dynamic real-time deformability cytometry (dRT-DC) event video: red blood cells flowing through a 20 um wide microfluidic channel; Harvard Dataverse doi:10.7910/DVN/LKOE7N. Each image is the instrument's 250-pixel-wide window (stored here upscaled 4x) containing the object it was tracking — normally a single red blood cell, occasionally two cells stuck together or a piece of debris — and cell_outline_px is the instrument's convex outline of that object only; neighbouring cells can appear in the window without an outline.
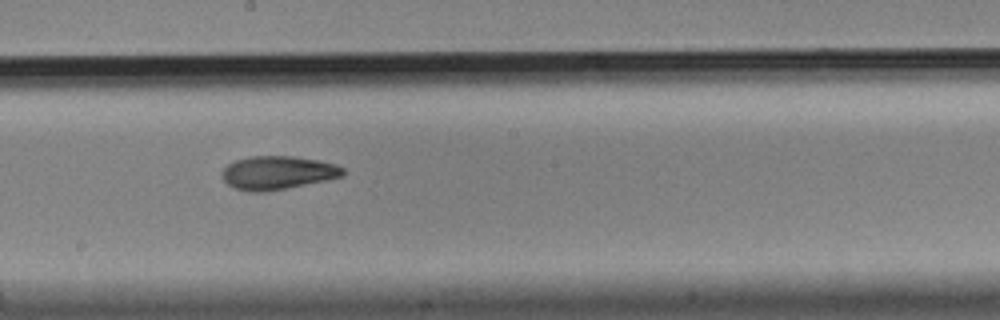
{"species": "Egyptian fruit bat (a non-hibernating species)", "species_latin": "Rousettus aegyptiacus", "temperature_condition": "cold", "stored_images_in_passage": 7, "camera_frame_rate_fps": 3000, "um_per_image_px": 0.085, "animal": {"sex": "male"}, "frame": {"image": 1, "passage_image": 6, "time_ms": 1.667, "image_size_px": [1000, 320], "cell_outline_px": [[344, 176], [328, 180], [284, 188], [260, 192], [252, 192], [236, 188], [228, 184], [224, 180], [224, 168], [228, 164], [236, 160], [252, 156], [292, 156], [320, 160], [336, 164], [344, 168]], "centroid_in_image_um": [23.66, 14.67], "position_along_channel_um": 224.5, "area_um2": 23.29}}
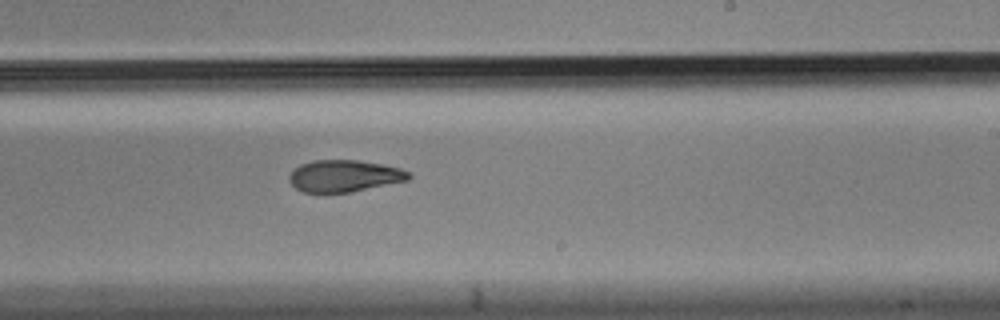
{"frame": {"image": 2, "passage_image": 7, "time_ms": 2.0, "image_size_px": [1000, 320], "cell_outline_px": [[412, 176], [408, 180], [348, 192], [304, 192], [296, 188], [288, 180], [288, 176], [300, 164], [312, 160], [356, 160], [384, 164], [400, 168], [408, 172]], "centroid_in_image_um": [29.25, 14.94], "position_along_channel_um": 259.7, "area_um2": 21.96}}